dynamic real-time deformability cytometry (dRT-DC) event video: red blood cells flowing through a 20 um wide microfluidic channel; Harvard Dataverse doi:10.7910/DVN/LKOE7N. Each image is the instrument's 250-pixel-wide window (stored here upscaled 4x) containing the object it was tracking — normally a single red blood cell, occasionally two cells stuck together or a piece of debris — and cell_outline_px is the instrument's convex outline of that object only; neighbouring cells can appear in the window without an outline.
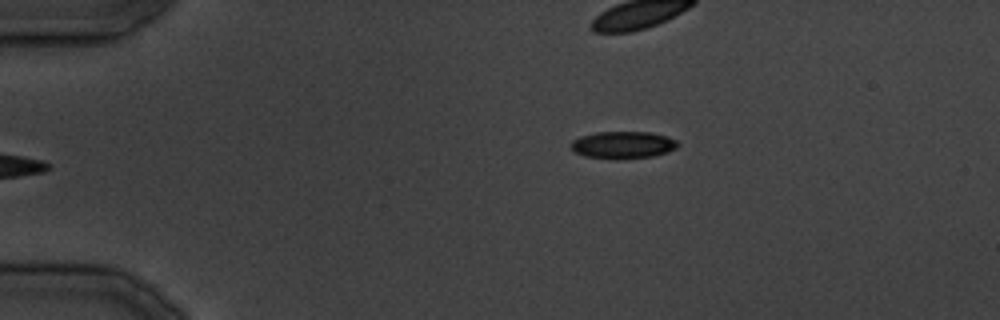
{"species": "common noctule bat (a hibernating species)", "species_latin": "Nyctalus noctula", "temperature_condition": "cold", "stored_images_in_passage": 30, "camera_frame_rate_fps": 3000, "um_per_image_px": 0.085, "animal": {"sex": "male", "body_mass_g": 19.5, "forearm_length_mm": 54.6}, "frame": {"image": 1, "passage_image": 1, "time_ms": 0.0, "image_size_px": [1000, 320], "cell_outline_px": [[680, 144], [676, 148], [668, 152], [652, 156], [616, 160], [584, 156], [576, 152], [568, 144], [572, 140], [580, 136], [596, 132], [648, 132], [664, 136], [676, 140]], "centroid_in_image_um": [52.92, 12.33], "position_along_channel_um": 32.1, "area_um2": 17.05}}
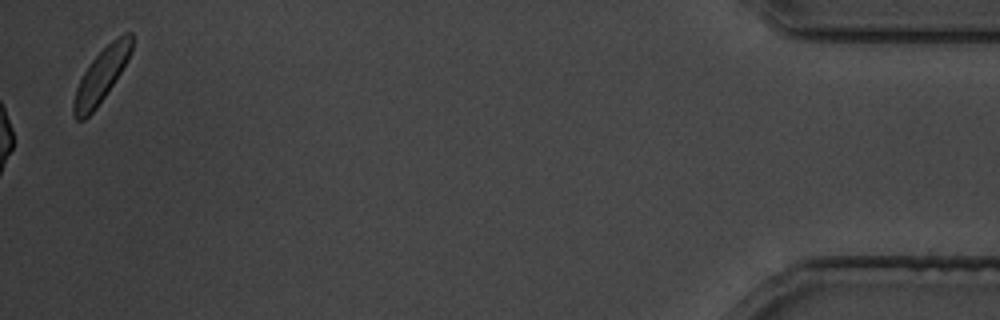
{"frame": {"image": 2, "passage_image": 30, "time_ms": 35.667, "image_size_px": [1000, 320], "cell_outline_px": [[132, 48], [128, 60], [96, 108], [84, 120], [76, 120], [72, 112], [72, 104], [76, 88], [88, 64], [116, 36], [124, 32], [132, 32]], "centroid_in_image_um": [8.59, 6.41], "position_along_channel_um": 426.6, "area_um2": 17.86}}